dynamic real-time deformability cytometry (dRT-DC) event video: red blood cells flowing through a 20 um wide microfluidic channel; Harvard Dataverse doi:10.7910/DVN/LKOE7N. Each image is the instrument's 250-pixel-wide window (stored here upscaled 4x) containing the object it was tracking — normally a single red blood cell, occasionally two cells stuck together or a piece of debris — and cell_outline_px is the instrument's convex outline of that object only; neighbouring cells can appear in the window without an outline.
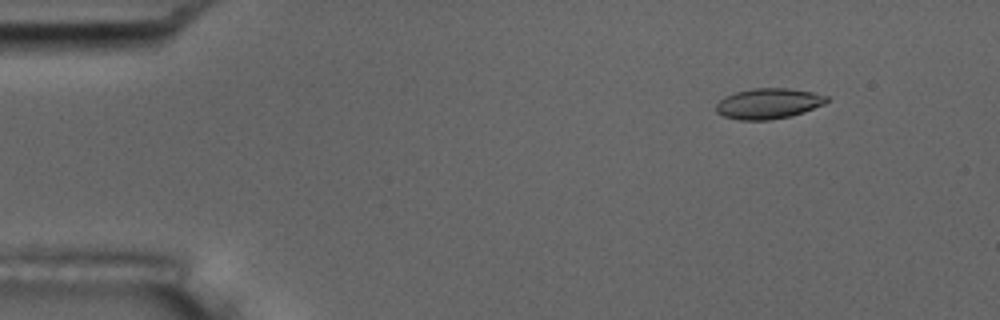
{"species": "common noctule bat (a hibernating species)", "species_latin": "Nyctalus noctula", "temperature_condition": "room temperature", "stored_images_in_passage": 56, "camera_frame_rate_fps": 3000, "um_per_image_px": 0.085, "animal": {"sex": "male", "body_mass_g": 17.5, "forearm_length_mm": 52.3}, "frame": {"image": 1, "passage_image": 7, "time_ms": 2.0, "image_size_px": [1000, 320], "cell_outline_px": [[828, 100], [824, 104], [804, 112], [792, 116], [768, 120], [740, 120], [724, 116], [716, 112], [716, 104], [724, 96], [736, 92], [752, 88], [788, 88], [812, 92], [828, 96]], "centroid_in_image_um": [65.31, 8.8], "position_along_channel_um": 19.7, "area_um2": 19.71}}
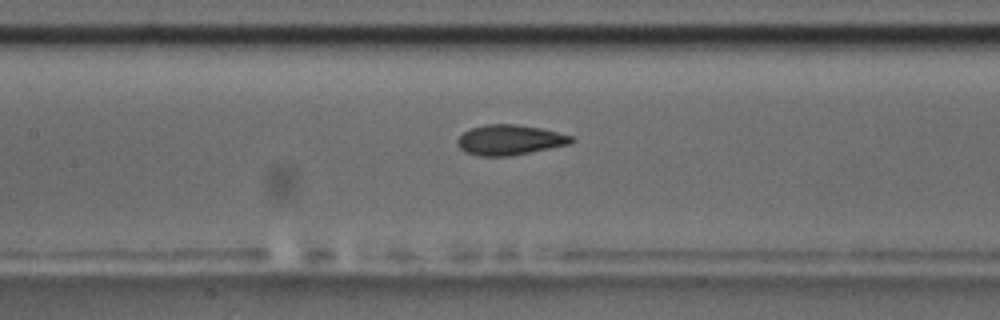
{"frame": {"image": 2, "passage_image": 26, "time_ms": 8.333, "image_size_px": [1000, 320], "cell_outline_px": [[576, 140], [568, 144], [512, 156], [476, 156], [460, 148], [456, 140], [468, 128], [484, 124], [516, 124], [540, 128], [572, 136]], "centroid_in_image_um": [43.29, 11.89], "position_along_channel_um": 164.1, "area_um2": 20.0}}
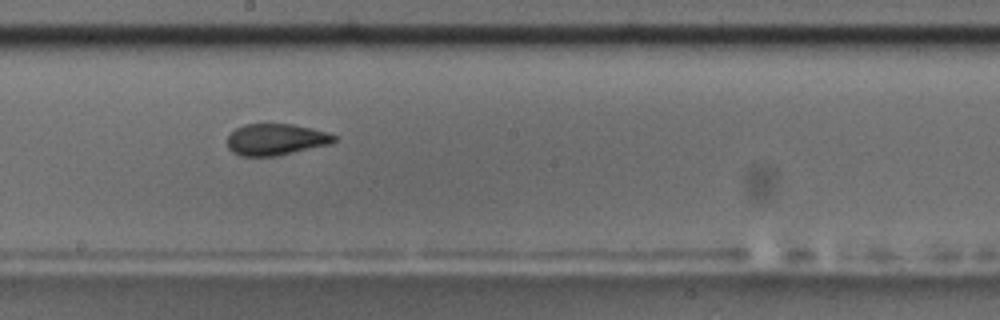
{"frame": {"image": 3, "passage_image": 31, "time_ms": 10.0, "image_size_px": [1000, 320], "cell_outline_px": [[336, 140], [332, 144], [276, 156], [240, 156], [232, 152], [228, 148], [228, 136], [236, 128], [244, 124], [292, 124], [312, 128], [336, 136]], "centroid_in_image_um": [23.44, 11.86], "position_along_channel_um": 224.8, "area_um2": 19.59}, "authors_computed_cell_mechanics": {"area_um2": 19.9699, "velocity_mm_per_s": 3.6755, "shape_relaxation_time_tau1_ms": 4.4554, "shape_relaxation_time_tau2_ms": 1.8516, "deformation_change_tau1": 0.1376, "deformation_change_tau2": 0.0647}}